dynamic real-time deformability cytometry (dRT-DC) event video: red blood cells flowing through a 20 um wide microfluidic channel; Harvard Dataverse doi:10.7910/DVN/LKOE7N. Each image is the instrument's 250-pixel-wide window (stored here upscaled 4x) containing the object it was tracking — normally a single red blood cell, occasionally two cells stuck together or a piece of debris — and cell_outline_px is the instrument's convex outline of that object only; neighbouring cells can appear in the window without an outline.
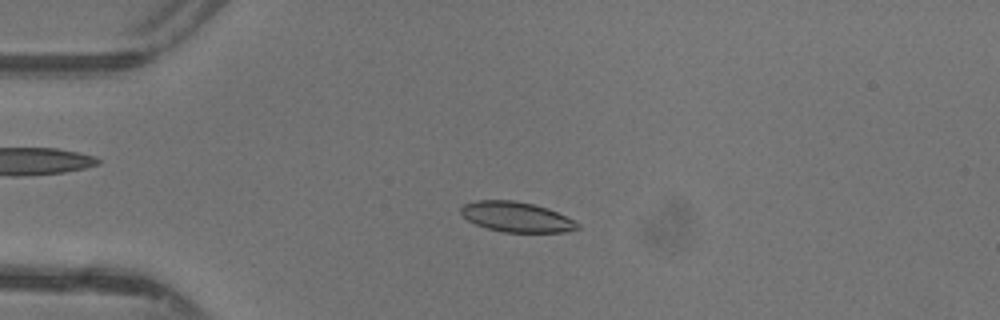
{"species": "common noctule bat (a hibernating species)", "species_latin": "Nyctalus noctula", "temperature_condition": "warm", "stored_images_in_passage": 47, "camera_frame_rate_fps": 3000, "um_per_image_px": 0.085, "animal": {"sex": "female"}, "frame": {"image": 1, "passage_image": 11, "time_ms": 3.333, "image_size_px": [1000, 320], "cell_outline_px": [[580, 228], [564, 232], [504, 232], [488, 228], [476, 224], [468, 220], [460, 212], [460, 208], [464, 204], [476, 200], [512, 200], [532, 204], [548, 208], [580, 224]], "centroid_in_image_um": [43.88, 18.44], "position_along_channel_um": 41.1, "area_um2": 20.23}}
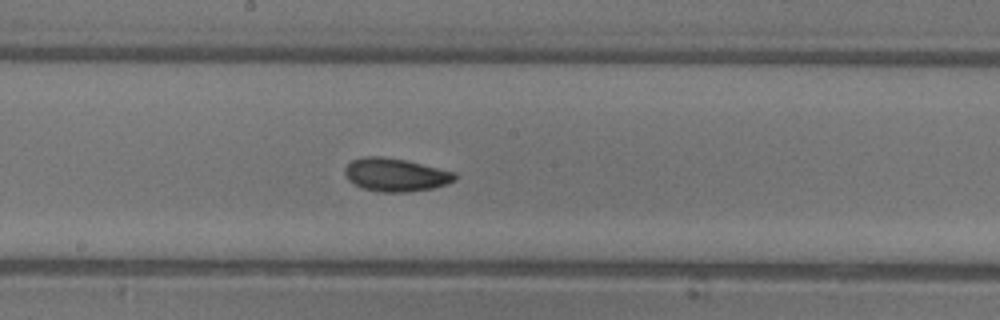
{"frame": {"image": 2, "passage_image": 25, "time_ms": 8.0, "image_size_px": [1000, 320], "cell_outline_px": [[456, 180], [448, 184], [432, 188], [408, 192], [380, 192], [360, 188], [348, 180], [344, 172], [344, 168], [352, 160], [364, 156], [380, 156], [404, 160], [456, 172]], "centroid_in_image_um": [33.61, 14.87], "position_along_channel_um": 214.6, "area_um2": 21.33}}
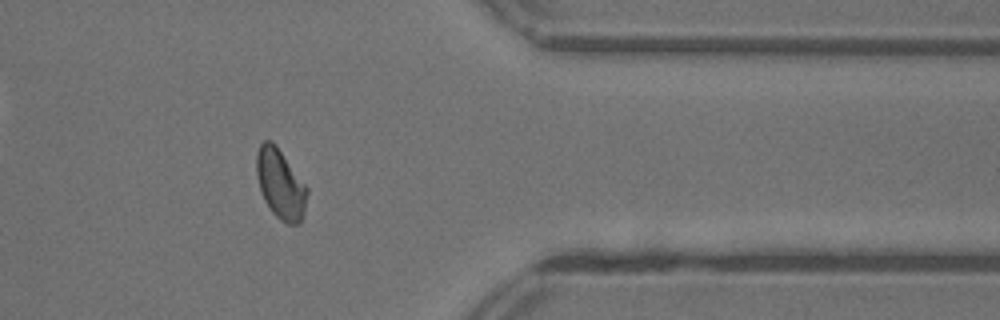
{"frame": {"image": 3, "passage_image": 38, "time_ms": 12.333, "image_size_px": [1000, 320], "cell_outline_px": [[308, 192], [304, 212], [300, 224], [288, 224], [280, 220], [272, 212], [264, 200], [256, 176], [256, 152], [260, 144], [264, 140], [272, 140], [276, 144], [308, 188]], "centroid_in_image_um": [23.83, 15.63], "position_along_channel_um": 387.6, "area_um2": 20.69}, "authors_computed_cell_mechanics": {"area_um2": 20.23, "velocity_mm_per_s": 4.37, "shape_relaxation_time_tau1_ms": 2.8813, "shape_relaxation_time_tau2_ms": 2.3702, "deformation_change_tau1": 0.1046, "deformation_change_tau2": 0.0557}}